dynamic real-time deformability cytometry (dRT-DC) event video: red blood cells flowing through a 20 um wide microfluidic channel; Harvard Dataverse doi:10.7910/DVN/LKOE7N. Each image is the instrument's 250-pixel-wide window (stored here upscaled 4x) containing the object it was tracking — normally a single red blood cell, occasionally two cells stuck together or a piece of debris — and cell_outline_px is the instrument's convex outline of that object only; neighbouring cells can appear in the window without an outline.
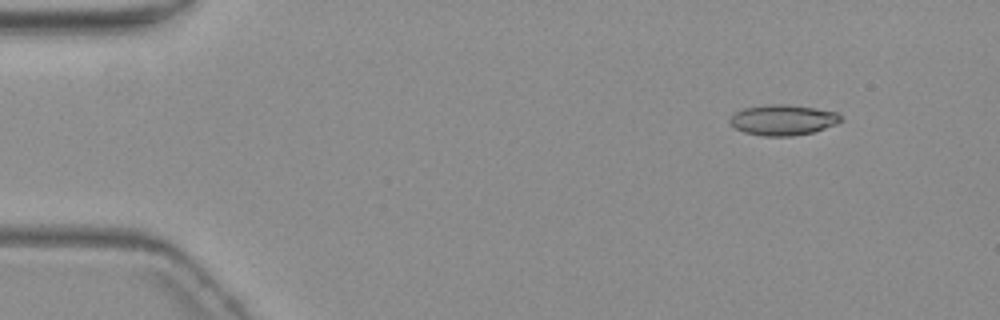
{"species": "common noctule bat (a hibernating species)", "species_latin": "Nyctalus noctula", "temperature_condition": "warm", "stored_images_in_passage": 5, "camera_frame_rate_fps": 3000, "um_per_image_px": 0.085, "animal": {"sex": "female", "body_mass_g": 19.3, "forearm_length_mm": 54.1}, "frame": {"image": 1, "passage_image": 2, "time_ms": 1.0, "image_size_px": [1000, 320], "cell_outline_px": [[844, 120], [836, 124], [812, 132], [792, 136], [764, 136], [744, 132], [736, 128], [728, 120], [736, 112], [744, 108], [772, 104], [784, 104], [812, 108], [836, 112]], "centroid_in_image_um": [66.55, 10.2], "position_along_channel_um": 18.4, "area_um2": 19.42}}
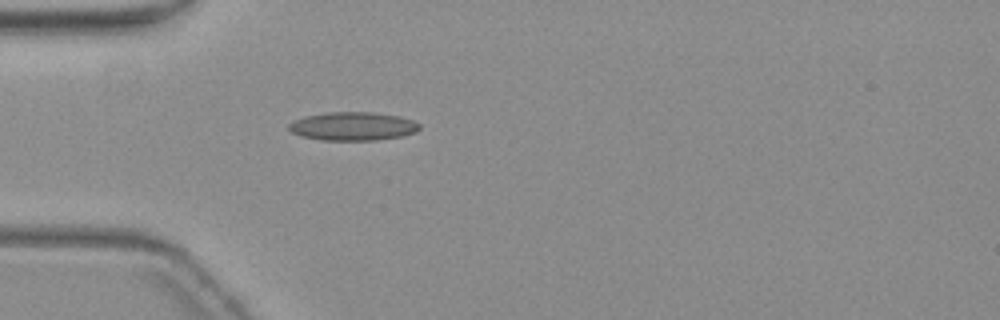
{"frame": {"image": 2, "passage_image": 5, "time_ms": 4.667, "image_size_px": [1000, 320], "cell_outline_px": [[420, 128], [416, 132], [404, 136], [376, 140], [320, 140], [300, 136], [292, 132], [288, 128], [288, 124], [304, 116], [328, 112], [372, 112], [400, 116], [412, 120], [420, 124]], "centroid_in_image_um": [30.01, 10.73], "position_along_channel_um": 55.0, "area_um2": 21.79}}